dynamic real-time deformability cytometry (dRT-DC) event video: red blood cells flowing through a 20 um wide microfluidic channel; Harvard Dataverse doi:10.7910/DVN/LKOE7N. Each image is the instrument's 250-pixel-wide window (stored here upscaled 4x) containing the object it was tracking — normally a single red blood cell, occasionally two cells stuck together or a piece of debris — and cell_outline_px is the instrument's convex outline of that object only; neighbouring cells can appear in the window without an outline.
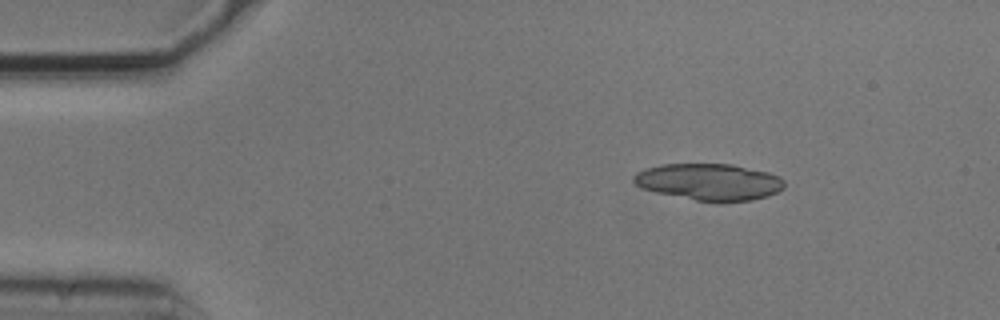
{"species": "common noctule bat (a hibernating species)", "species_latin": "Nyctalus noctula", "temperature_condition": "cold", "stored_images_in_passage": 4, "camera_frame_rate_fps": 3000, "um_per_image_px": 0.085, "animal": {"sex": "male", "body_mass_g": 20.5, "forearm_length_mm": 52.5}, "frame": {"image": 1, "passage_image": 1, "time_ms": 0.0, "image_size_px": [1000, 320], "cell_outline_px": [[784, 188], [768, 196], [752, 200], [724, 204], [720, 204], [696, 200], [656, 192], [644, 188], [636, 184], [632, 180], [632, 176], [636, 172], [660, 164], [732, 164], [768, 172], [780, 176], [784, 180]], "centroid_in_image_um": [60.32, 15.48], "position_along_channel_um": 24.7, "area_um2": 32.6}}